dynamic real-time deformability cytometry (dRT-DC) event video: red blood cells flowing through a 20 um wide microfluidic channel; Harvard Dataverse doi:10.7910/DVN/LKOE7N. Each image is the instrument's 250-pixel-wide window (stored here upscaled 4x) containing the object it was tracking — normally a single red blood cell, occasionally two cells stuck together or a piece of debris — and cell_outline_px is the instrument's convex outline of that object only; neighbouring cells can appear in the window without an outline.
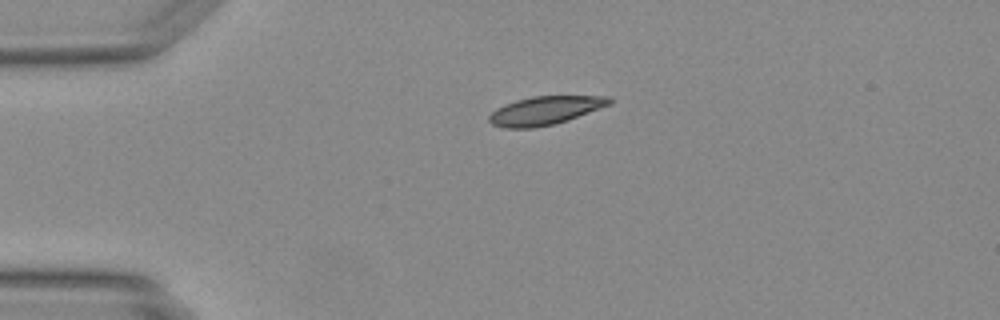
{"species": "Egyptian fruit bat (a non-hibernating species)", "species_latin": "Rousettus aegyptiacus", "temperature_condition": "warm", "stored_images_in_passage": 38, "camera_frame_rate_fps": 3000, "um_per_image_px": 0.085, "animal": {"sex": "female"}, "frame": {"image": 1, "passage_image": 1, "time_ms": 0.0, "image_size_px": [1000, 320], "cell_outline_px": [[612, 104], [568, 120], [536, 128], [508, 128], [492, 124], [488, 120], [488, 116], [496, 108], [504, 104], [516, 100], [532, 96], [612, 96]], "centroid_in_image_um": [46.34, 9.39], "position_along_channel_um": 38.7, "area_um2": 20.0}}
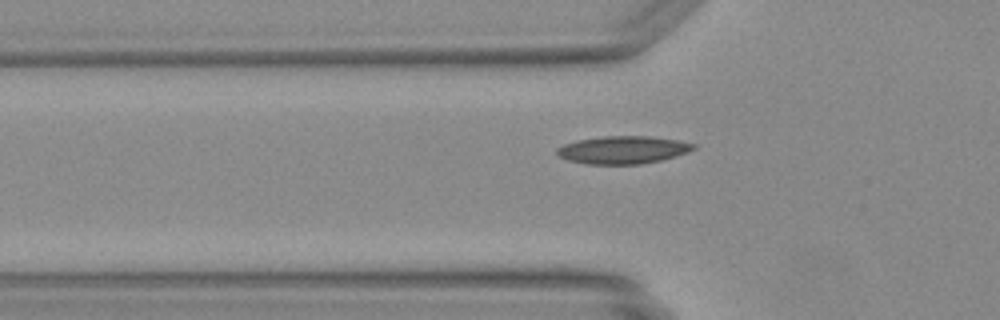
{"frame": {"image": 2, "passage_image": 6, "time_ms": 1.667, "image_size_px": [1000, 320], "cell_outline_px": [[696, 148], [676, 156], [660, 160], [640, 164], [584, 164], [568, 160], [560, 156], [556, 152], [556, 148], [564, 144], [576, 140], [604, 136], [648, 136], [676, 140], [696, 144]], "centroid_in_image_um": [52.92, 12.74], "position_along_channel_um": 72.9, "area_um2": 21.96}}